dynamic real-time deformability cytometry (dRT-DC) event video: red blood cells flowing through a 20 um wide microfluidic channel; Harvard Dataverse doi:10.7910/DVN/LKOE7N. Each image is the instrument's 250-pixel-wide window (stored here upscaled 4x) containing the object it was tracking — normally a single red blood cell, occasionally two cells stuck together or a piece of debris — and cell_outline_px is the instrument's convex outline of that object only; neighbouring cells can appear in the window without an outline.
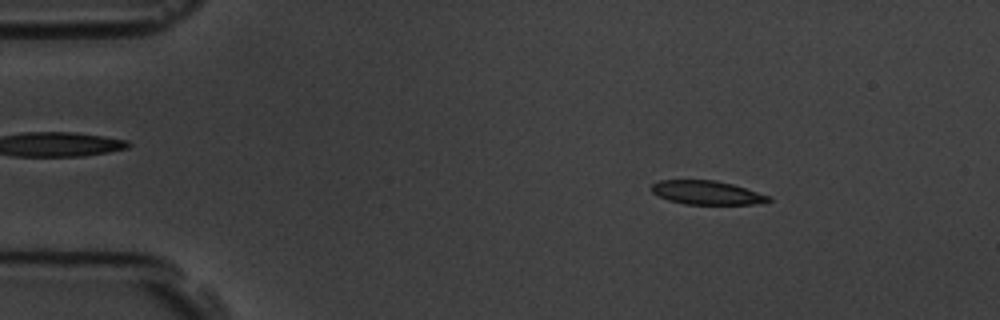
{"species": "common noctule bat (a hibernating species)", "species_latin": "Nyctalus noctula", "temperature_condition": "room temperature", "stored_images_in_passage": 56, "camera_frame_rate_fps": 3000, "um_per_image_px": 0.085, "animal": {"sex": "male", "body_mass_g": 19.5, "forearm_length_mm": 54.6}, "frame": {"image": 1, "passage_image": 8, "time_ms": 2.333, "image_size_px": [1000, 320], "cell_outline_px": [[772, 200], [752, 204], [684, 204], [668, 200], [652, 192], [652, 184], [660, 180], [716, 180], [732, 184], [772, 196]], "centroid_in_image_um": [60.09, 16.37], "position_along_channel_um": 24.9, "area_um2": 16.13}}
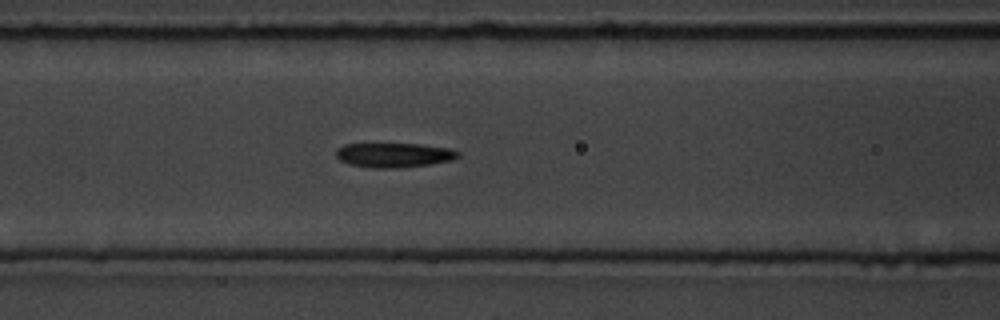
{"frame": {"image": 2, "passage_image": 23, "time_ms": 7.333, "image_size_px": [1000, 320], "cell_outline_px": [[460, 156], [452, 160], [432, 164], [400, 168], [372, 168], [348, 164], [340, 160], [336, 156], [336, 148], [344, 144], [420, 144], [452, 148], [460, 152]], "centroid_in_image_um": [33.51, 13.18], "position_along_channel_um": 133.1, "area_um2": 17.69}}
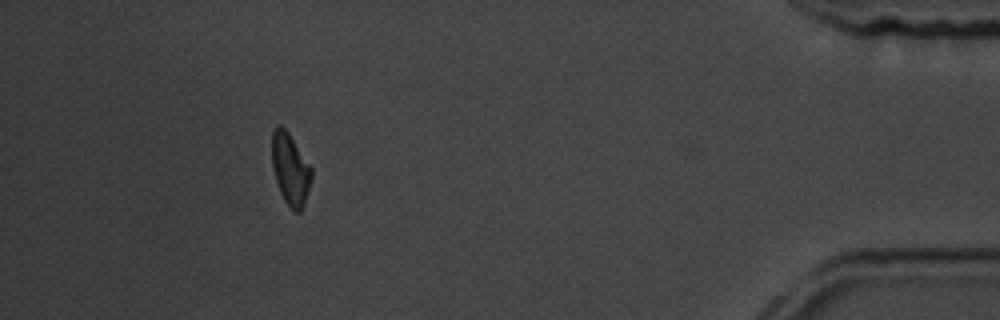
{"frame": {"image": 3, "passage_image": 51, "time_ms": 16.667, "image_size_px": [1000, 320], "cell_outline_px": [[312, 176], [304, 204], [300, 212], [292, 212], [284, 200], [280, 192], [272, 168], [272, 132], [276, 124], [280, 124], [288, 132], [312, 168]], "centroid_in_image_um": [24.66, 14.38], "position_along_channel_um": 410.5, "area_um2": 16.53}, "authors_computed_cell_mechanics": {"area_um2": 17.5134, "velocity_mm_per_s": 3.6011, "shape_relaxation_time_tau1_ms": 5.6668, "shape_relaxation_time_tau2_ms": 5.5551, "deformation_change_tau1": 0.1495, "deformation_change_tau2": 0.1432}}